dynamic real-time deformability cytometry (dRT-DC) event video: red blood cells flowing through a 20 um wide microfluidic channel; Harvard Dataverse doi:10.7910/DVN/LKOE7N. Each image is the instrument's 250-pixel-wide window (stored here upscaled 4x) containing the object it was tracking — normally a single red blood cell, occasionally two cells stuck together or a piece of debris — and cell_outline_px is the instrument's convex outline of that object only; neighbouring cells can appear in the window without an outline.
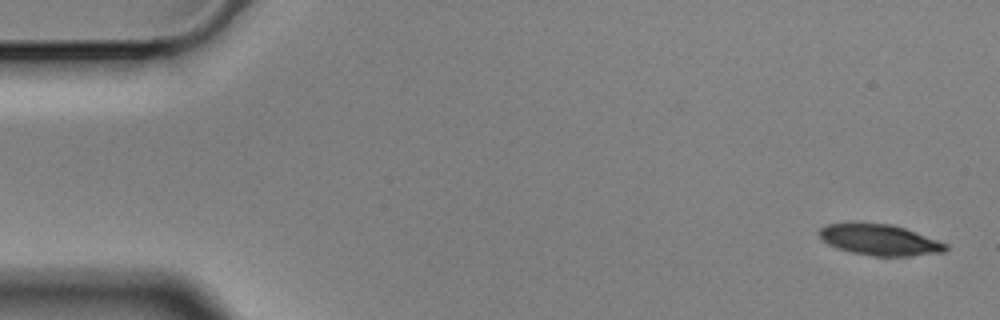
{"species": "Egyptian fruit bat (a non-hibernating species)", "species_latin": "Rousettus aegyptiacus", "temperature_condition": "cold", "stored_images_in_passage": 4, "camera_frame_rate_fps": 3000, "um_per_image_px": 0.085, "animal": {"sex": "male"}, "frame": {"image": 1, "passage_image": 1, "time_ms": 0.0, "image_size_px": [1000, 320], "cell_outline_px": [[948, 248], [944, 252], [908, 256], [872, 256], [852, 252], [828, 244], [820, 236], [820, 228], [828, 224], [852, 220], [892, 224], [916, 232], [948, 244]], "centroid_in_image_um": [74.75, 20.35], "position_along_channel_um": 10.2, "area_um2": 23.18}}
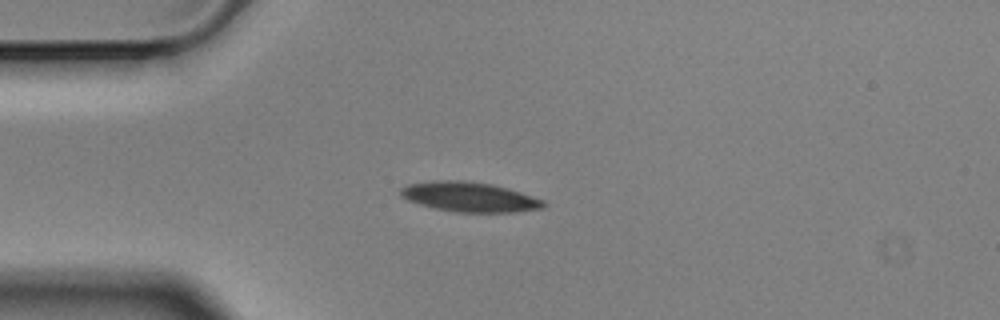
{"frame": {"image": 2, "passage_image": 4, "time_ms": 1.0, "image_size_px": [1000, 320], "cell_outline_px": [[548, 204], [544, 208], [512, 212], [456, 212], [436, 208], [420, 204], [408, 200], [400, 196], [400, 188], [408, 184], [432, 180], [464, 180], [492, 184], [508, 188], [544, 200]], "centroid_in_image_um": [39.91, 16.73], "position_along_channel_um": 45.1, "area_um2": 24.85}}